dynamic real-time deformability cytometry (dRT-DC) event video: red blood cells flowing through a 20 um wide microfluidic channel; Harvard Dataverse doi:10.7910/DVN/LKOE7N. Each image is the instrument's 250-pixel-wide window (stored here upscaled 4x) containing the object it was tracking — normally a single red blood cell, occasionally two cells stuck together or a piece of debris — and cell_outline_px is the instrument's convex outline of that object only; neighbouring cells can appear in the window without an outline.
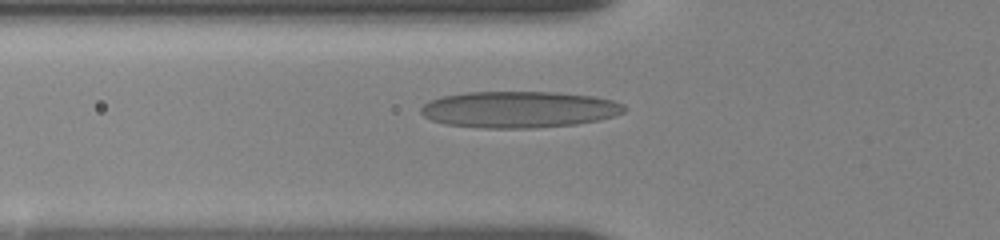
{"species": "human", "species_latin": "Homo sapiens", "temperature_condition": "room temperature", "stored_images_in_passage": 5, "camera_frame_rate_fps": 3000, "um_per_image_px": 0.085, "donor": {"sex": "female"}, "frame": {"image": 1, "passage_image": 4, "time_ms": 1.0, "image_size_px": [1000, 240], "cell_outline_px": [[628, 108], [624, 112], [600, 120], [576, 124], [532, 128], [480, 128], [444, 124], [432, 120], [424, 116], [420, 112], [420, 108], [424, 104], [440, 96], [468, 92], [556, 92], [592, 96], [612, 100], [624, 104]], "centroid_in_image_um": [44.12, 9.31], "position_along_channel_um": 81.7, "area_um2": 43.41}}